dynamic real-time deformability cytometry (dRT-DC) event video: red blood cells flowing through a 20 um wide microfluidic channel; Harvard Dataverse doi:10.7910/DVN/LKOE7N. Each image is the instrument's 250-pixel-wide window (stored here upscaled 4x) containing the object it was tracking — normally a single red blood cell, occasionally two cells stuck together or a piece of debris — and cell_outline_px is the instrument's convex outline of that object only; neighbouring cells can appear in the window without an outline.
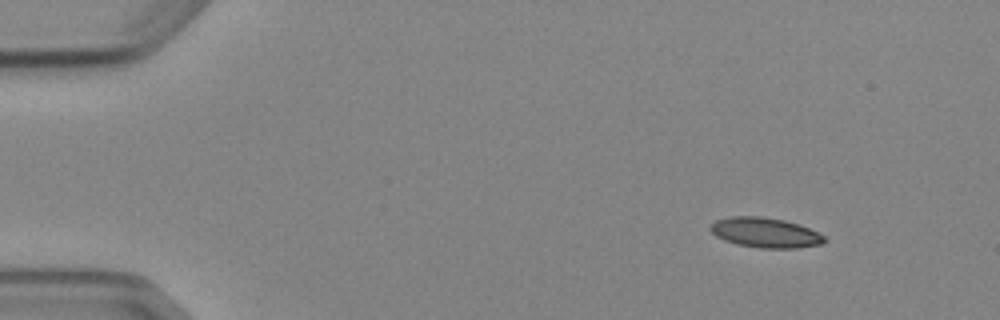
{"species": "Egyptian fruit bat (a non-hibernating species)", "species_latin": "Rousettus aegyptiacus", "temperature_condition": "cold", "stored_images_in_passage": 4, "camera_frame_rate_fps": 3000, "um_per_image_px": 0.085, "animal": {"sex": "female"}, "frame": {"image": 1, "passage_image": 1, "time_ms": 0.0, "image_size_px": [1000, 320], "cell_outline_px": [[828, 240], [820, 244], [796, 248], [760, 248], [740, 244], [724, 240], [716, 236], [708, 228], [716, 220], [732, 216], [760, 216], [784, 220], [800, 224], [824, 236]], "centroid_in_image_um": [65.05, 19.77], "position_along_channel_um": 20.0, "area_um2": 19.77}}
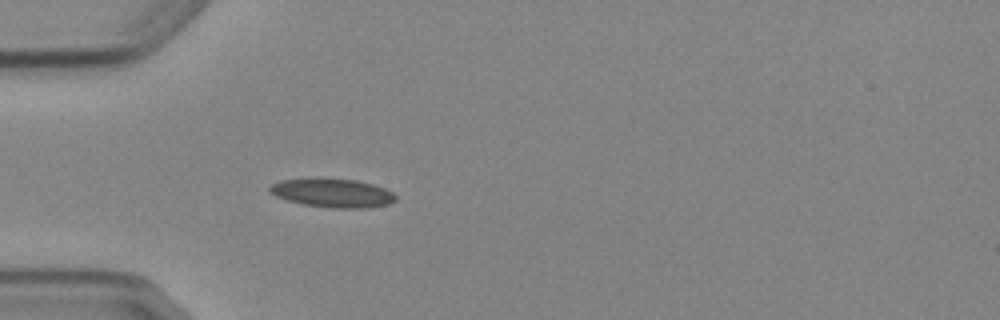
{"frame": {"image": 2, "passage_image": 4, "time_ms": 3.333, "image_size_px": [1000, 320], "cell_outline_px": [[396, 200], [388, 204], [368, 208], [332, 208], [304, 204], [288, 200], [276, 196], [268, 192], [268, 188], [272, 184], [280, 180], [308, 176], [356, 180], [372, 184], [384, 188], [392, 192], [396, 196]], "centroid_in_image_um": [28.22, 16.37], "position_along_channel_um": 56.8, "area_um2": 21.56}}